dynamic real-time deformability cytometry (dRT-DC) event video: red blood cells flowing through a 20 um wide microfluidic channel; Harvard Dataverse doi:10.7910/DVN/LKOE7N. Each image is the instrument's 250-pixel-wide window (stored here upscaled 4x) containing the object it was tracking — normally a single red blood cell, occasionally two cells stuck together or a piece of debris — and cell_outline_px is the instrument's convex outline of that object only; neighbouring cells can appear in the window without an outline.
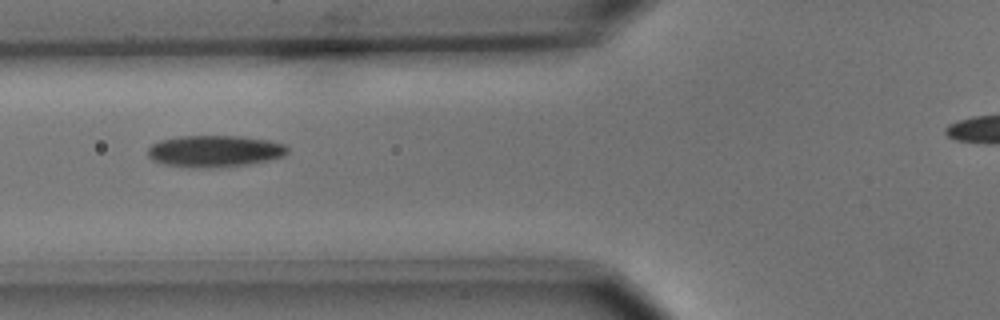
{"species": "common noctule bat (a hibernating species)", "species_latin": "Nyctalus noctula", "temperature_condition": "cold", "stored_images_in_passage": 9, "camera_frame_rate_fps": 3000, "um_per_image_px": 0.085, "animal": {"sex": "male", "body_mass_g": 15.6}, "frame": {"image": 1, "passage_image": 7, "time_ms": 8.0, "image_size_px": [1000, 320], "cell_outline_px": [[288, 152], [284, 156], [268, 160], [248, 164], [220, 168], [196, 168], [164, 164], [152, 160], [148, 156], [148, 148], [152, 144], [160, 140], [180, 136], [244, 136], [268, 140], [284, 144], [288, 148]], "centroid_in_image_um": [18.25, 12.85], "position_along_channel_um": 107.6, "area_um2": 26.01}}
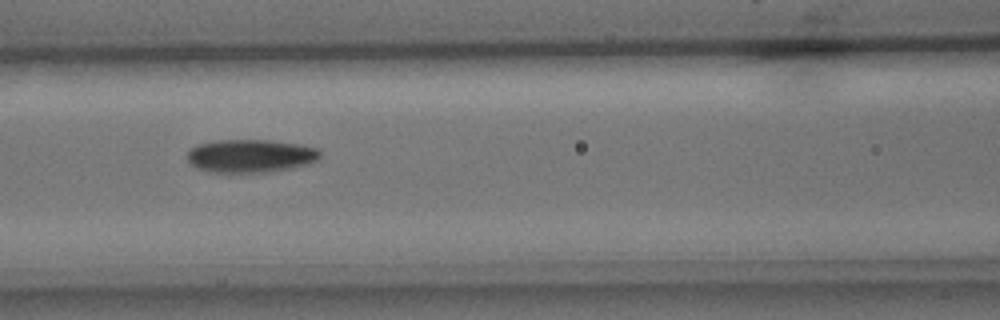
{"frame": {"image": 2, "passage_image": 8, "time_ms": 9.0, "image_size_px": [1000, 320], "cell_outline_px": [[320, 160], [308, 164], [288, 168], [264, 172], [212, 172], [196, 168], [188, 160], [188, 148], [196, 144], [216, 140], [268, 140], [296, 144], [320, 148]], "centroid_in_image_um": [21.28, 13.24], "position_along_channel_um": 145.3, "area_um2": 25.66}}
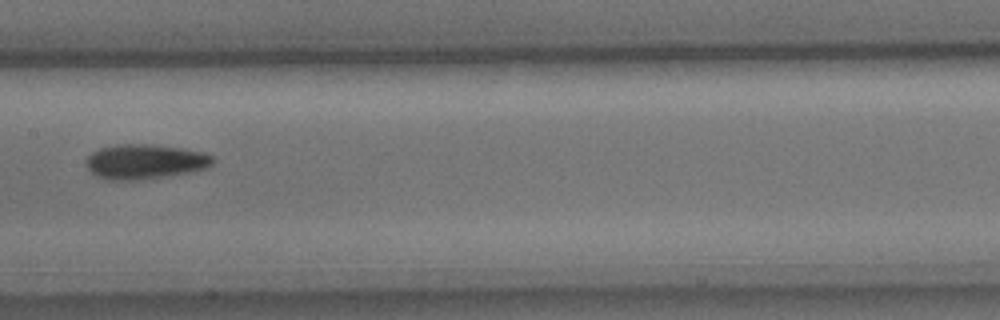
{"frame": {"image": 3, "passage_image": 9, "time_ms": 10.333, "image_size_px": [1000, 320], "cell_outline_px": [[216, 160], [208, 168], [192, 172], [168, 176], [140, 180], [104, 180], [96, 176], [84, 164], [88, 156], [92, 152], [100, 148], [116, 144], [148, 144], [180, 148], [204, 152], [212, 156]], "centroid_in_image_um": [12.32, 13.75], "position_along_channel_um": 195.1, "area_um2": 26.01}}